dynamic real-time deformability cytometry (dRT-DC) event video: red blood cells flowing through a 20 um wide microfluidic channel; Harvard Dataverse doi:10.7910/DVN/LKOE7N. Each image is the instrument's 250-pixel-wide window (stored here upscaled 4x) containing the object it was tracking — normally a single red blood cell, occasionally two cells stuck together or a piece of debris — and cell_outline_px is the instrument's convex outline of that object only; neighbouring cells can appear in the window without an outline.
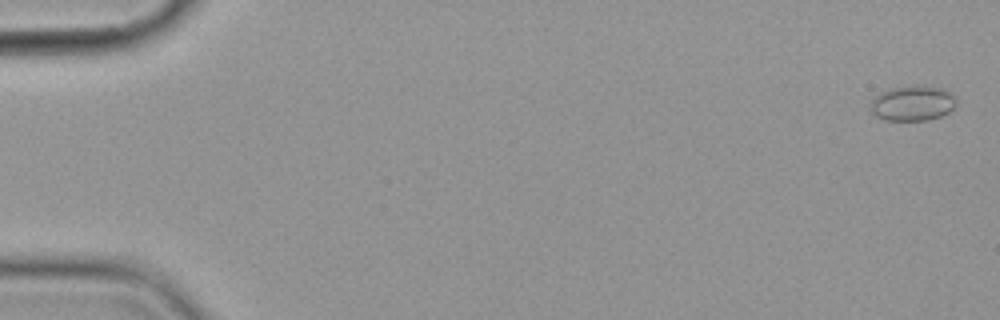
{"species": "common noctule bat (a hibernating species)", "species_latin": "Nyctalus noctula", "temperature_condition": "cold", "stored_images_in_passage": 6, "camera_frame_rate_fps": 3000, "um_per_image_px": 0.085, "animal": {"sex": "female", "body_mass_g": 19.9}, "frame": {"image": 1, "passage_image": 1, "time_ms": 0.0, "image_size_px": [1000, 320], "cell_outline_px": [[956, 104], [948, 112], [940, 116], [928, 120], [884, 120], [876, 116], [868, 108], [872, 100], [880, 92], [892, 88], [940, 88], [948, 92], [956, 100]], "centroid_in_image_um": [77.51, 8.83], "position_along_channel_um": 7.5, "area_um2": 16.88}}
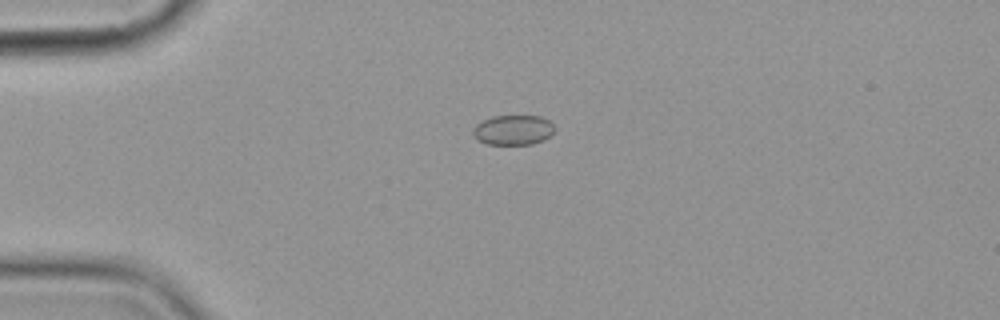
{"frame": {"image": 2, "passage_image": 4, "time_ms": 4.333, "image_size_px": [1000, 320], "cell_outline_px": [[556, 128], [544, 140], [532, 144], [488, 144], [476, 140], [472, 136], [472, 128], [476, 124], [492, 116], [540, 116], [548, 120]], "centroid_in_image_um": [43.58, 11.05], "position_along_channel_um": 41.4, "area_um2": 14.28}}
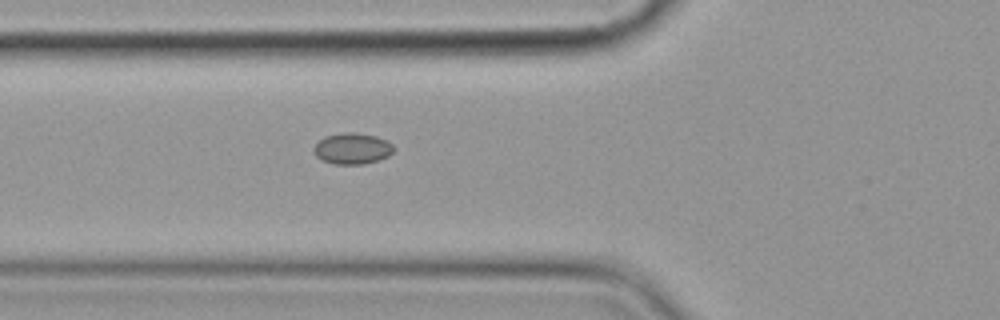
{"frame": {"image": 3, "passage_image": 6, "time_ms": 6.667, "image_size_px": [1000, 320], "cell_outline_px": [[392, 152], [388, 156], [380, 160], [364, 164], [336, 164], [324, 160], [316, 156], [312, 148], [324, 136], [344, 132], [356, 132], [376, 136], [388, 140], [392, 144]], "centroid_in_image_um": [29.95, 12.61], "position_along_channel_um": 95.8, "area_um2": 14.51}}